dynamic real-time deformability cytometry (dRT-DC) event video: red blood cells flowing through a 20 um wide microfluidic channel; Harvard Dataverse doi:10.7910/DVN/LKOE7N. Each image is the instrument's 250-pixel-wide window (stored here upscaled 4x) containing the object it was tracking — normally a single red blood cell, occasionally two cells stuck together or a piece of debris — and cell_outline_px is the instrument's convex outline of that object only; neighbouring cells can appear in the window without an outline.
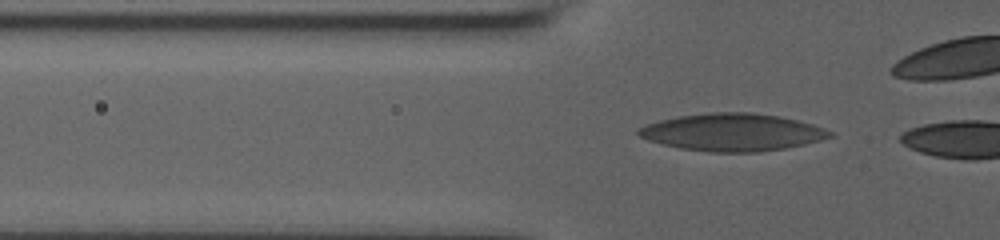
{"species": "human", "species_latin": "Homo sapiens", "temperature_condition": "room temperature", "stored_images_in_passage": 55, "camera_frame_rate_fps": 3000, "um_per_image_px": 0.085, "donor": {"sex": "male"}, "frame": {"image": 1, "passage_image": 9, "time_ms": 1.333, "image_size_px": [1000, 240], "cell_outline_px": [[836, 136], [804, 144], [784, 148], [760, 152], [712, 152], [680, 148], [660, 144], [648, 140], [640, 136], [636, 132], [636, 128], [644, 124], [660, 120], [680, 116], [712, 112], [752, 112], [780, 116], [812, 124], [824, 128], [832, 132]], "centroid_in_image_um": [62.23, 11.24], "position_along_channel_um": 63.6, "area_um2": 41.85}}
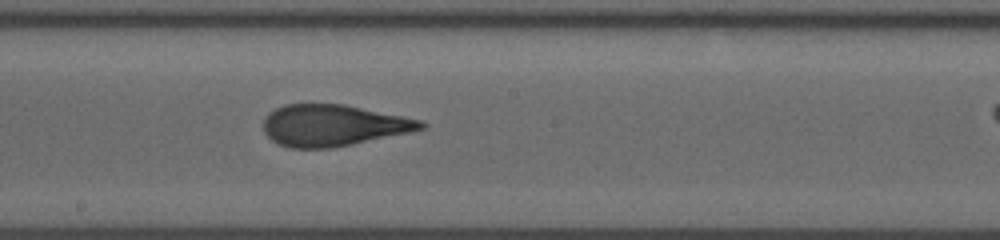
{"frame": {"image": 2, "passage_image": 38, "time_ms": 5.667, "image_size_px": [1000, 240], "cell_outline_px": [[428, 124], [424, 128], [408, 132], [352, 144], [332, 148], [288, 148], [272, 140], [264, 132], [264, 116], [268, 112], [284, 104], [344, 104], [424, 120]], "centroid_in_image_um": [28.31, 10.65], "position_along_channel_um": 219.9, "area_um2": 38.03}}
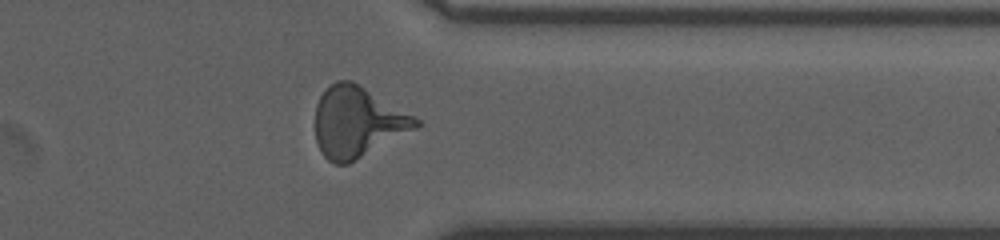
{"frame": {"image": 3, "passage_image": 51, "time_ms": 10.0, "image_size_px": [1000, 240], "cell_outline_px": [[424, 124], [348, 164], [336, 164], [328, 160], [320, 152], [316, 140], [316, 104], [320, 96], [328, 84], [336, 80], [352, 80], [420, 120]], "centroid_in_image_um": [30.35, 10.36], "position_along_channel_um": 381.0, "area_um2": 41.15}}